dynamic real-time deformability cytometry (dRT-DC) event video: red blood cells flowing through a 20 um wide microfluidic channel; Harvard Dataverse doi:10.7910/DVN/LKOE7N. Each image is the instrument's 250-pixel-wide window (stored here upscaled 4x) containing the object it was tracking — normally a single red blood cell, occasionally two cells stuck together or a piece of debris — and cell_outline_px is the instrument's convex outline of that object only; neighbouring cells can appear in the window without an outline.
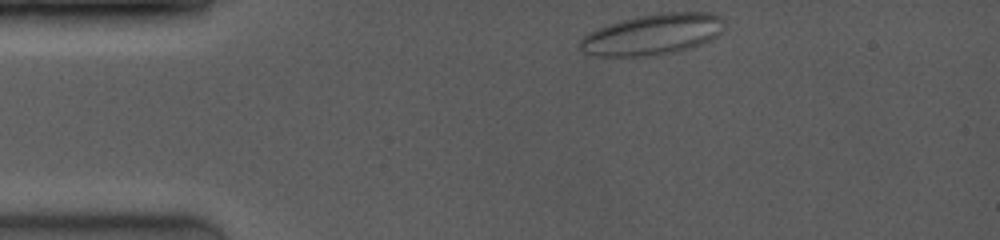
{"species": "common noctule bat (a hibernating species)", "species_latin": "Nyctalus noctula", "temperature_condition": "room temperature", "stored_images_in_passage": 52, "camera_frame_rate_fps": 4000, "um_per_image_px": 0.085, "animal": {"sex": "female", "body_mass_g": 19.0, "forearm_length_mm": 53.3}, "frame": {"image": 1, "passage_image": 1, "time_ms": 0.0, "image_size_px": [1000, 240], "cell_outline_px": [[724, 32], [712, 40], [688, 48], [656, 56], [596, 56], [584, 52], [580, 48], [580, 40], [588, 32], [596, 28], [620, 20], [636, 16], [660, 12], [712, 12], [720, 16], [724, 20]], "centroid_in_image_um": [55.5, 2.91], "position_along_channel_um": 29.5, "area_um2": 34.85}}
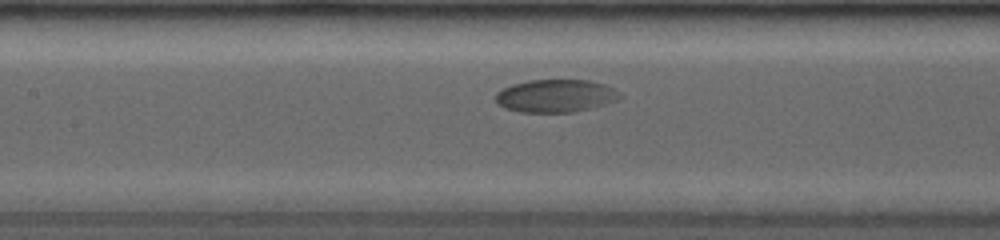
{"frame": {"image": 2, "passage_image": 21, "time_ms": 5.0, "image_size_px": [1000, 240], "cell_outline_px": [[624, 96], [616, 100], [592, 108], [572, 112], [520, 112], [504, 108], [496, 104], [496, 92], [504, 88], [516, 84], [532, 80], [588, 80], [604, 84], [612, 88]], "centroid_in_image_um": [47.23, 8.16], "position_along_channel_um": 160.2, "area_um2": 23.58}}
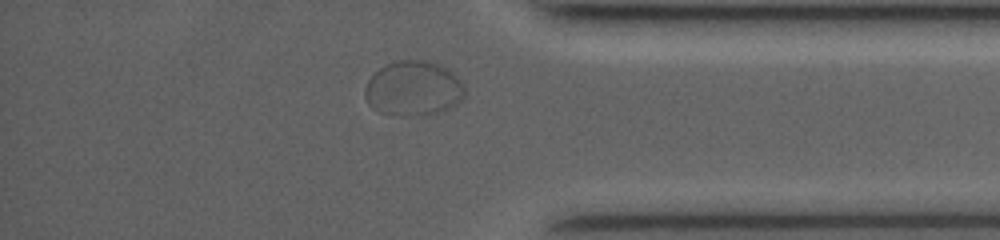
{"frame": {"image": 3, "passage_image": 47, "time_ms": 11.5, "image_size_px": [1000, 240], "cell_outline_px": [[464, 96], [456, 104], [444, 112], [424, 116], [392, 116], [380, 112], [372, 108], [368, 104], [364, 96], [364, 88], [368, 80], [380, 68], [388, 64], [400, 60], [424, 60], [436, 64], [452, 72], [464, 84]], "centroid_in_image_um": [35.12, 7.57], "position_along_channel_um": 400.1, "area_um2": 32.19}}